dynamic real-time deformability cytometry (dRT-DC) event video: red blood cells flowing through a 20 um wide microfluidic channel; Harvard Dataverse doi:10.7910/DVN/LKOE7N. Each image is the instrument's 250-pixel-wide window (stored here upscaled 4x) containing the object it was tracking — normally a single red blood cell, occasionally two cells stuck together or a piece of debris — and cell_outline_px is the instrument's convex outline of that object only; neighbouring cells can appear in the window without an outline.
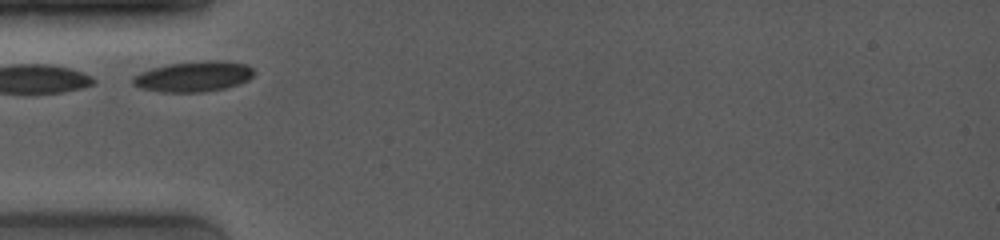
{"species": "common noctule bat (a hibernating species)", "species_latin": "Nyctalus noctula", "temperature_condition": "room temperature", "stored_images_in_passage": 19, "camera_frame_rate_fps": 4000, "um_per_image_px": 0.085, "animal": {"sex": "female", "body_mass_g": 19.0, "forearm_length_mm": 53.3}, "frame": {"image": 1, "passage_image": 1, "time_ms": 0.0, "image_size_px": [1000, 240], "cell_outline_px": [[256, 72], [248, 80], [224, 88], [204, 92], [160, 92], [140, 88], [132, 84], [132, 76], [140, 72], [152, 68], [168, 64], [212, 60], [224, 60], [244, 64], [252, 68]], "centroid_in_image_um": [16.43, 6.5], "position_along_channel_um": 68.6, "area_um2": 21.5}}
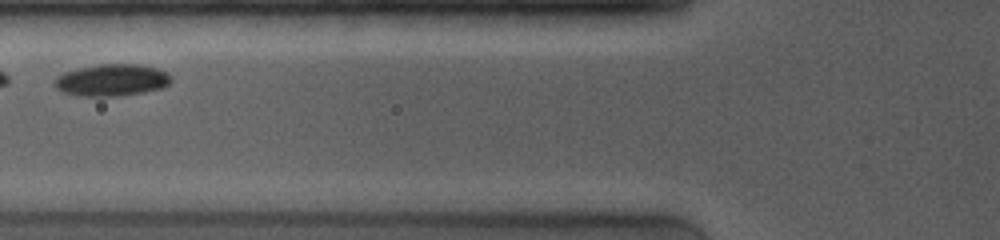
{"frame": {"image": 2, "passage_image": 4, "time_ms": 1.25, "image_size_px": [1000, 240], "cell_outline_px": [[172, 80], [168, 84], [160, 88], [144, 92], [120, 96], [80, 96], [64, 92], [56, 88], [56, 76], [64, 72], [80, 68], [100, 64], [140, 64], [156, 68], [168, 72], [172, 76]], "centroid_in_image_um": [9.54, 6.8], "position_along_channel_um": 116.3, "area_um2": 21.62}}
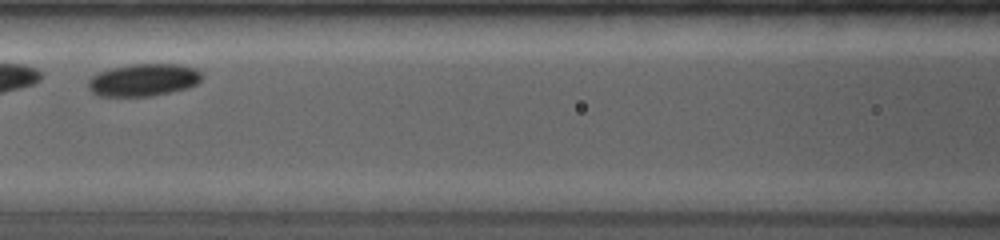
{"frame": {"image": 3, "passage_image": 6, "time_ms": 2.25, "image_size_px": [1000, 240], "cell_outline_px": [[204, 76], [196, 84], [184, 88], [152, 96], [96, 96], [88, 88], [88, 80], [92, 76], [100, 72], [112, 68], [132, 64], [180, 64], [196, 68]], "centroid_in_image_um": [12.19, 6.79], "position_along_channel_um": 154.4, "area_um2": 21.39}}